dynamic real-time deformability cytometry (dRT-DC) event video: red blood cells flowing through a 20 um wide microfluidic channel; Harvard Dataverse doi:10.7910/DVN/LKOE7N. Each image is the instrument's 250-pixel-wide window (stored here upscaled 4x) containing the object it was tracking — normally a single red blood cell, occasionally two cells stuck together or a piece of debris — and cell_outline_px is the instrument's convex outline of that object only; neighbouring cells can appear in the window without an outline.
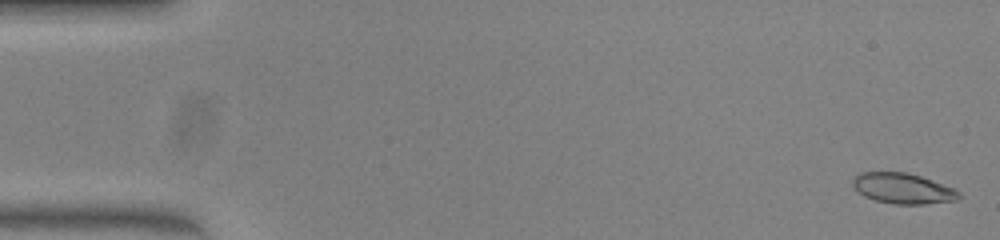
{"species": "common noctule bat (a hibernating species)", "species_latin": "Nyctalus noctula", "temperature_condition": "warm", "stored_images_in_passage": 16, "camera_frame_rate_fps": 3000, "um_per_image_px": 0.085, "animal": {"sex": "female", "body_mass_g": 23.0, "forearm_length_mm": 53.4}, "frame": {"image": 1, "passage_image": 1, "time_ms": 0.0, "image_size_px": [1000, 240], "cell_outline_px": [[960, 196], [956, 200], [924, 204], [896, 204], [876, 200], [864, 196], [852, 184], [852, 180], [860, 172], [904, 172], [920, 176], [952, 188], [960, 192]], "centroid_in_image_um": [76.73, 16.01], "position_along_channel_um": 8.3, "area_um2": 18.5}}
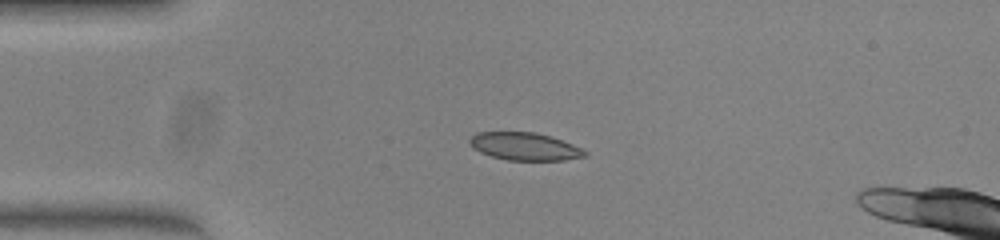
{"frame": {"image": 2, "passage_image": 12, "time_ms": 3.667, "image_size_px": [1000, 240], "cell_outline_px": [[588, 156], [564, 160], [508, 160], [492, 156], [480, 152], [472, 148], [468, 144], [468, 140], [476, 132], [536, 132], [552, 136], [572, 144], [588, 152]], "centroid_in_image_um": [44.59, 12.44], "position_along_channel_um": 40.4, "area_um2": 18.73}}